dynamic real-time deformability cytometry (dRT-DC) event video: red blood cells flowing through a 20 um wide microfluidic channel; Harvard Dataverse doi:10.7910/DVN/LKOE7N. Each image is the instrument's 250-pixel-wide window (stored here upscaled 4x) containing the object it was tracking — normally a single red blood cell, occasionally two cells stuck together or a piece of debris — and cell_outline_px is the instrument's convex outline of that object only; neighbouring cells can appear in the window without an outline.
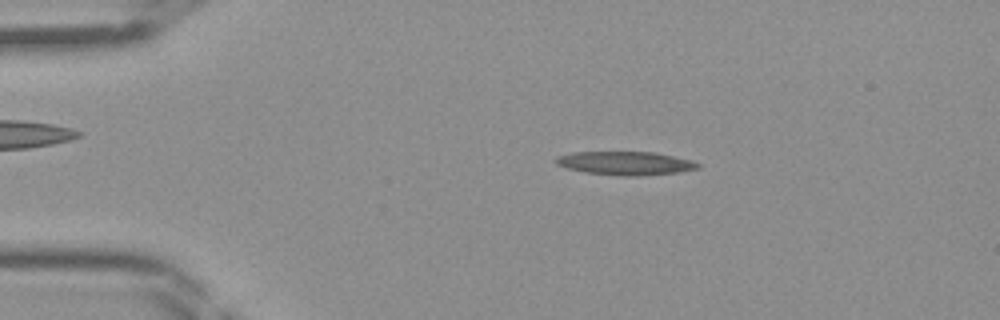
{"species": "Egyptian fruit bat (a non-hibernating species)", "species_latin": "Rousettus aegyptiacus", "temperature_condition": "room temperature", "stored_images_in_passage": 40, "camera_frame_rate_fps": 3000, "um_per_image_px": 0.085, "frame": {"image": 1, "passage_image": 4, "time_ms": 1.0, "image_size_px": [1000, 320], "cell_outline_px": [[700, 168], [680, 172], [640, 176], [620, 176], [584, 172], [568, 168], [556, 164], [552, 160], [556, 156], [572, 152], [656, 152], [692, 160], [700, 164]], "centroid_in_image_um": [53.15, 13.87], "position_along_channel_um": 31.8, "area_um2": 19.71}}
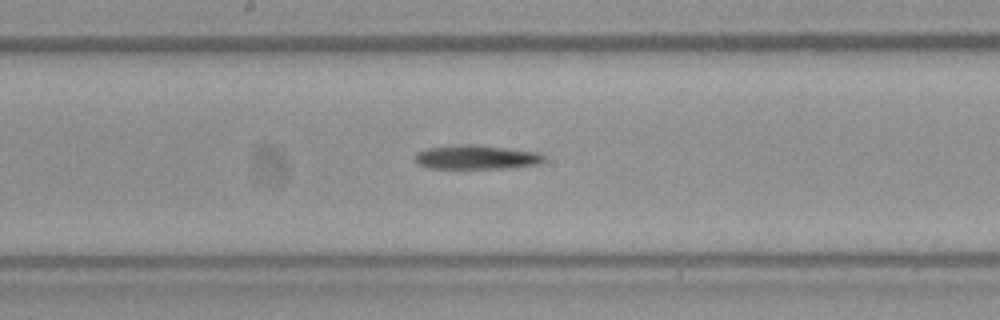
{"frame": {"image": 2, "passage_image": 19, "time_ms": 6.0, "image_size_px": [1000, 320], "cell_outline_px": [[544, 160], [536, 164], [512, 168], [428, 168], [416, 164], [412, 156], [416, 152], [428, 148], [460, 144], [472, 144], [540, 152], [544, 156]], "centroid_in_image_um": [40.43, 13.36], "position_along_channel_um": 207.8, "area_um2": 18.26}}
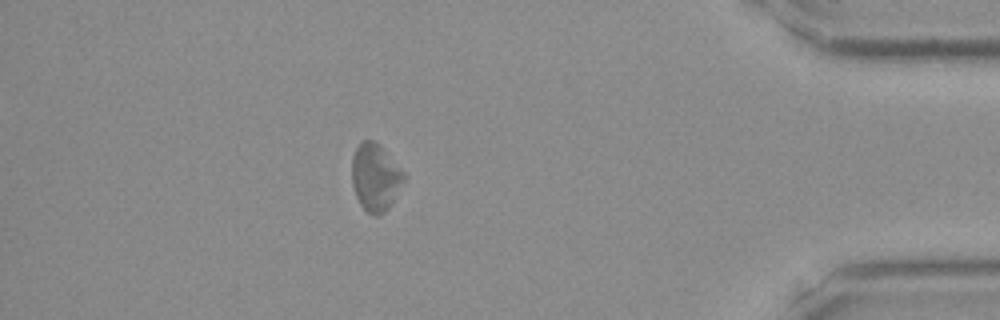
{"frame": {"image": 3, "passage_image": 35, "time_ms": 11.333, "image_size_px": [1000, 320], "cell_outline_px": [[404, 180], [388, 208], [384, 212], [376, 216], [368, 212], [360, 204], [356, 196], [352, 184], [352, 156], [360, 140], [372, 140], [404, 172]], "centroid_in_image_um": [31.86, 15.08], "position_along_channel_um": 403.3, "area_um2": 19.77}}